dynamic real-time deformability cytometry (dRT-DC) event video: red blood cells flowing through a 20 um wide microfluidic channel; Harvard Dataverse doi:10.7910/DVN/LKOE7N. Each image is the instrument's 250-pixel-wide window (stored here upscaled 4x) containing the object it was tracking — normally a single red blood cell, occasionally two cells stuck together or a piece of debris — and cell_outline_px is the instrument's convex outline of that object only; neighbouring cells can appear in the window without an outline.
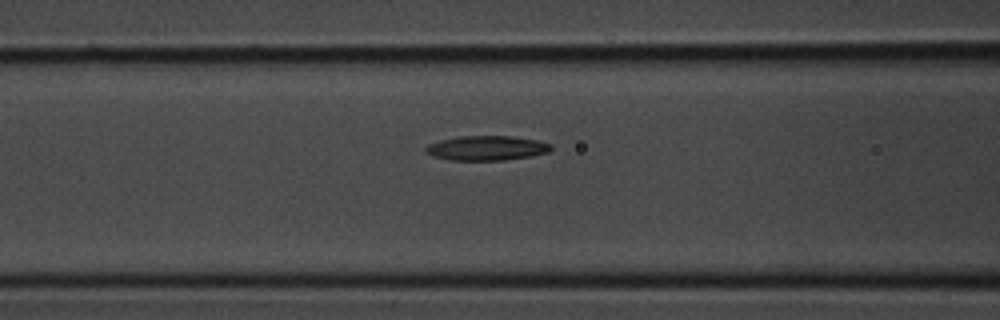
{"species": "common noctule bat (a hibernating species)", "species_latin": "Nyctalus noctula", "temperature_condition": "room temperature", "stored_images_in_passage": 10, "camera_frame_rate_fps": 3000, "um_per_image_px": 0.085, "animal": {"sex": "male", "body_mass_g": 20.1, "forearm_length_mm": 53.5}, "frame": {"image": 1, "passage_image": 9, "time_ms": 2.667, "image_size_px": [1000, 320], "cell_outline_px": [[552, 148], [548, 152], [532, 156], [504, 160], [452, 160], [432, 156], [424, 152], [424, 148], [428, 144], [440, 140], [456, 136], [512, 136], [536, 140], [552, 144]], "centroid_in_image_um": [41.34, 12.58], "position_along_channel_um": 125.3, "area_um2": 18.09}}